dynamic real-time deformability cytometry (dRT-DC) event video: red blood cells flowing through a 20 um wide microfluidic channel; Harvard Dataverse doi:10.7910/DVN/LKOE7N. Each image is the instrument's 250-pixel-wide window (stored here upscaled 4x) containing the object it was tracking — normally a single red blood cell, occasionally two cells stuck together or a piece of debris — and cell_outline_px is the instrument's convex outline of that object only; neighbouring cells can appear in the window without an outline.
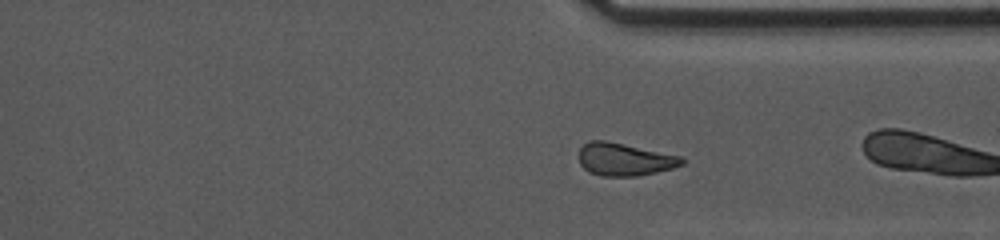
{"species": "common noctule bat (a hibernating species)", "species_latin": "Nyctalus noctula", "temperature_condition": "cold", "stored_images_in_passage": 35, "camera_frame_rate_fps": 3000, "um_per_image_px": 0.085, "animal": {"sex": "female", "body_mass_g": 10.0, "forearm_length_mm": 53.1}, "frame": {"image": 1, "passage_image": 30, "time_ms": 9.667, "image_size_px": [1000, 240], "cell_outline_px": [[684, 164], [672, 168], [656, 172], [636, 176], [600, 176], [588, 172], [580, 164], [576, 156], [580, 148], [588, 140], [604, 140], [684, 156]], "centroid_in_image_um": [53.05, 13.54], "position_along_channel_um": 358.3, "area_um2": 19.94}, "authors_computed_cell_mechanics": {"area_um2": 20.5768, "velocity_mm_per_s": 3.5572, "shape_relaxation_time_tau1_ms": 8.105, "shape_relaxation_time_tau2_ms": null, "deformation_change_tau1": 0.1436, "deformation_change_tau2": null}}